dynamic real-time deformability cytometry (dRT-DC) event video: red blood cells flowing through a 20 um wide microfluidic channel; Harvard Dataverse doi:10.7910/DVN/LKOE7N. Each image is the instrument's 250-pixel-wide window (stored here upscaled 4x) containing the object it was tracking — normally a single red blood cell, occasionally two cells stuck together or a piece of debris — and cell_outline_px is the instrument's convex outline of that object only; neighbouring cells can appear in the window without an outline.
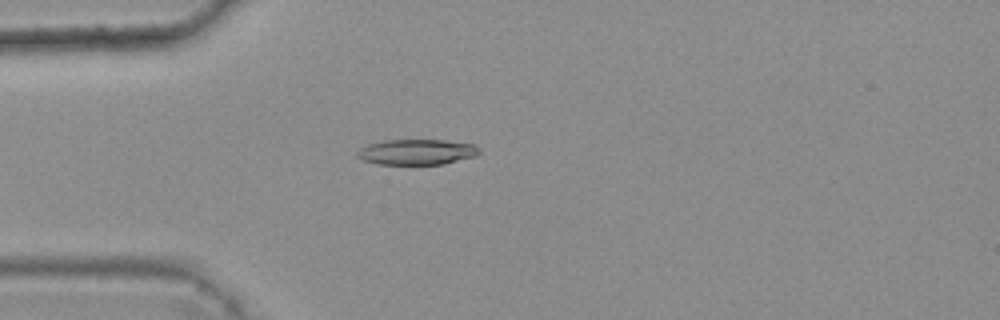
{"species": "common noctule bat (a hibernating species)", "species_latin": "Nyctalus noctula", "temperature_condition": "warm", "stored_images_in_passage": 3, "camera_frame_rate_fps": 3000, "um_per_image_px": 0.085, "animal": {"sex": "female", "body_mass_g": 25.1}, "frame": {"image": 1, "passage_image": 3, "time_ms": 0.667, "image_size_px": [1000, 320], "cell_outline_px": [[480, 152], [476, 156], [444, 164], [376, 164], [364, 160], [356, 156], [356, 152], [360, 148], [368, 144], [384, 140], [444, 140], [476, 144], [480, 148]], "centroid_in_image_um": [35.45, 12.91], "position_along_channel_um": 49.6, "area_um2": 18.26}}